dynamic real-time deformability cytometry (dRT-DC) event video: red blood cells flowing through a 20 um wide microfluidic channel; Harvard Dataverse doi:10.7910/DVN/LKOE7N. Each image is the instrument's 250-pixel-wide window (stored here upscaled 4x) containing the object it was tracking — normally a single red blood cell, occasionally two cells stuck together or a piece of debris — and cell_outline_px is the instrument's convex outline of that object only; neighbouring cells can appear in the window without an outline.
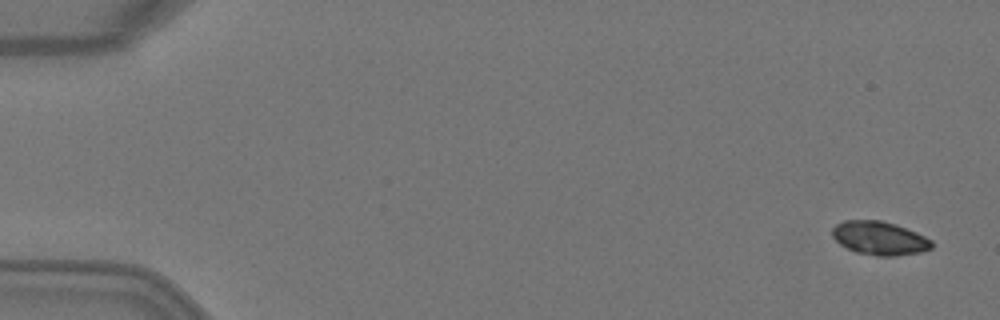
{"species": "Egyptian fruit bat (a non-hibernating species)", "species_latin": "Rousettus aegyptiacus", "temperature_condition": "warm", "stored_images_in_passage": 2, "camera_frame_rate_fps": 3000, "um_per_image_px": 0.085, "animal": {"sex": "female"}, "frame": {"image": 1, "passage_image": 1, "time_ms": 0.0, "image_size_px": [1000, 320], "cell_outline_px": [[932, 248], [920, 252], [896, 256], [876, 256], [856, 252], [840, 244], [832, 236], [832, 228], [836, 224], [844, 220], [880, 220], [896, 224], [916, 232], [932, 240]], "centroid_in_image_um": [74.75, 20.24], "position_along_channel_um": 10.2, "area_um2": 19.48}}
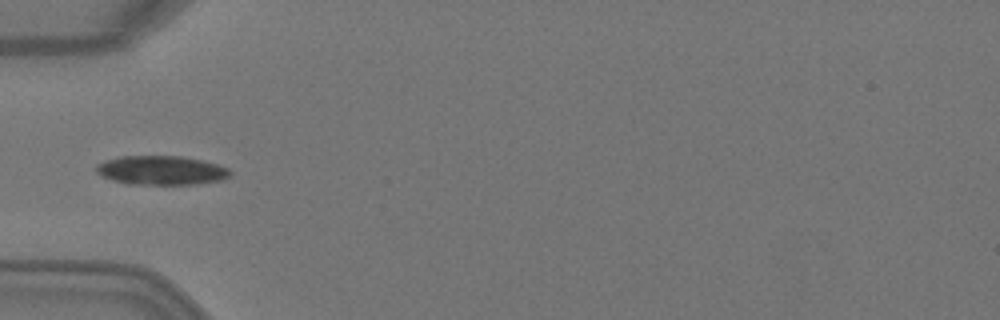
{"frame": {"image": 2, "passage_image": 2, "time_ms": 0.333, "image_size_px": [1000, 320], "cell_outline_px": [[232, 172], [224, 180], [196, 184], [128, 184], [112, 180], [100, 176], [96, 172], [96, 164], [104, 160], [120, 156], [180, 156], [200, 160], [216, 164], [228, 168]], "centroid_in_image_um": [13.67, 14.48], "position_along_channel_um": 71.3, "area_um2": 22.77}}